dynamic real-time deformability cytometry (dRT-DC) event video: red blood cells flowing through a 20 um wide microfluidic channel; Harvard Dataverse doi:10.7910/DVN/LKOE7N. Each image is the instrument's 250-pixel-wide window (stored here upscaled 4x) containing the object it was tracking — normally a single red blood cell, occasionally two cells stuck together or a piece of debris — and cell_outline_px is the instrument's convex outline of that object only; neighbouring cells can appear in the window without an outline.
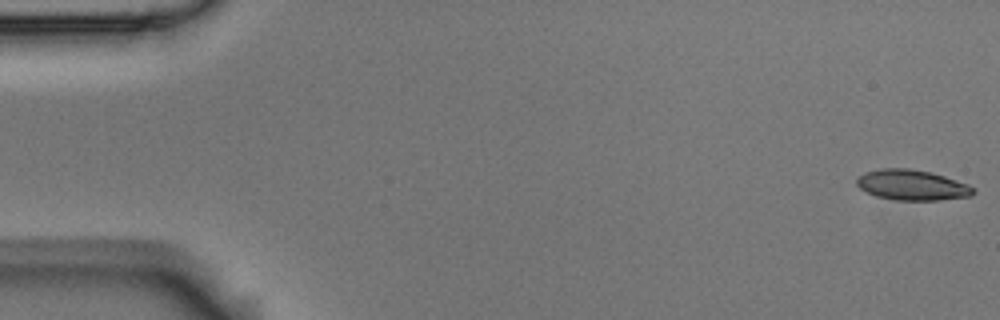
{"species": "Egyptian fruit bat (a non-hibernating species)", "species_latin": "Rousettus aegyptiacus", "temperature_condition": "room temperature", "stored_images_in_passage": 9, "camera_frame_rate_fps": 3000, "um_per_image_px": 0.085, "animal": {"sex": "male"}, "frame": {"image": 1, "passage_image": 1, "time_ms": 0.0, "image_size_px": [1000, 320], "cell_outline_px": [[976, 192], [972, 196], [940, 200], [896, 200], [876, 196], [860, 188], [856, 184], [856, 180], [864, 172], [880, 168], [908, 168], [932, 172], [968, 184], [976, 188]], "centroid_in_image_um": [77.56, 15.72], "position_along_channel_um": 7.4, "area_um2": 20.81}}